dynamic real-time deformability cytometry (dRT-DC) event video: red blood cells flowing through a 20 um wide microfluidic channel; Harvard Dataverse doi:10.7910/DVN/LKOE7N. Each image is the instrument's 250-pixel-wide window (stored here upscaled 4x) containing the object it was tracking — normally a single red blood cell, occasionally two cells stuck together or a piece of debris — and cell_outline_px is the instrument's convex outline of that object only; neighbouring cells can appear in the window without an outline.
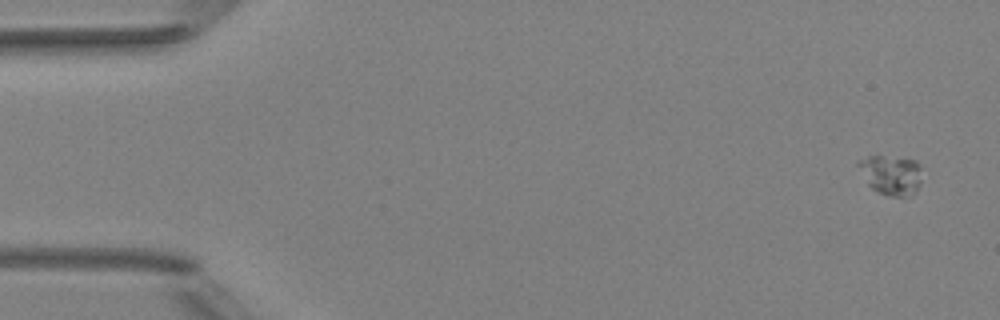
{"species": "Egyptian fruit bat (a non-hibernating species)", "species_latin": "Rousettus aegyptiacus", "temperature_condition": "room temperature", "stored_images_in_passage": 5, "camera_frame_rate_fps": 3000, "um_per_image_px": 0.085, "animal": {"sex": "female"}, "frame": {"image": 1, "passage_image": 1, "time_ms": 0.0, "image_size_px": [1000, 320], "cell_outline_px": [[920, 184], [916, 192], [900, 196], [892, 196], [880, 192], [872, 188], [868, 184], [856, 164], [856, 160], [868, 156], [884, 156], [916, 160], [920, 164]], "centroid_in_image_um": [75.72, 14.83], "position_along_channel_um": 9.3, "area_um2": 14.51}}
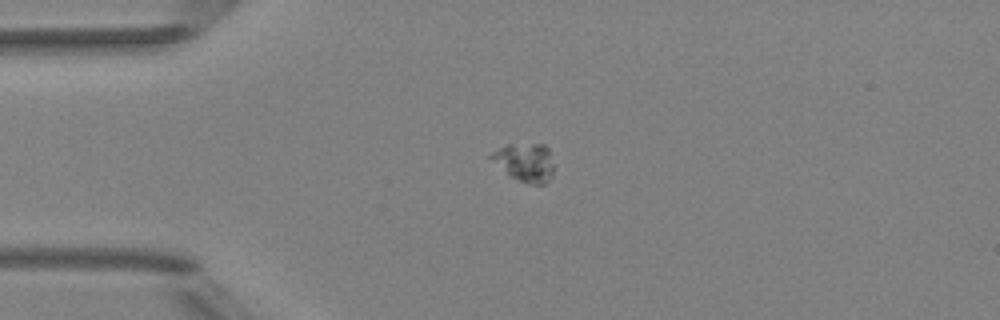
{"frame": {"image": 2, "passage_image": 4, "time_ms": 3.667, "image_size_px": [1000, 320], "cell_outline_px": [[556, 164], [552, 176], [544, 184], [528, 184], [508, 176], [488, 156], [492, 152], [508, 144], [544, 144], [548, 148]], "centroid_in_image_um": [44.67, 13.8], "position_along_channel_um": 40.3, "area_um2": 14.33}}